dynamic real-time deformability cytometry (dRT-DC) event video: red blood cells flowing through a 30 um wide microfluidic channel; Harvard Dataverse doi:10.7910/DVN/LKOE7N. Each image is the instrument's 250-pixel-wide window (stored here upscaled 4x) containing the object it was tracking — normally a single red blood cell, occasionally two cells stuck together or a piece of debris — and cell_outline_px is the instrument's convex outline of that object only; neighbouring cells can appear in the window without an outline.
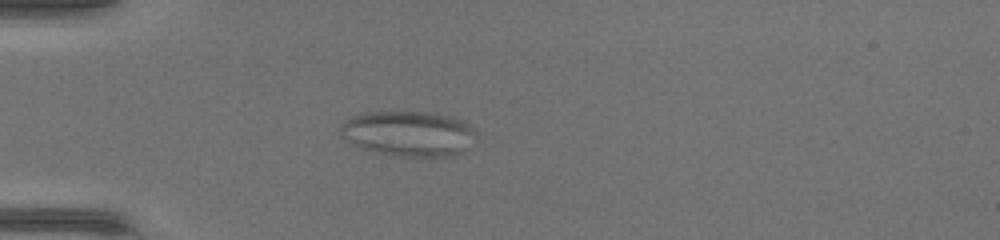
{"species": "common noctule bat (a hibernating species)", "species_latin": "Nyctalus noctula", "temperature_condition": "warm", "stored_images_in_passage": 39, "camera_frame_rate_fps": 3000, "um_per_image_px": 0.085, "animal": {"sex": "female", "body_mass_g": 17.0, "forearm_length_mm": 48.0}, "frame": {"image": 1, "passage_image": 9, "time_ms": 2.667, "image_size_px": [1000, 240], "cell_outline_px": [[476, 132], [460, 152], [452, 156], [396, 156], [376, 152], [360, 148], [352, 144], [340, 132], [340, 124], [352, 116], [368, 112], [436, 112], [452, 116], [468, 124]], "centroid_in_image_um": [34.67, 11.34], "position_along_channel_um": 50.3, "area_um2": 35.37}}
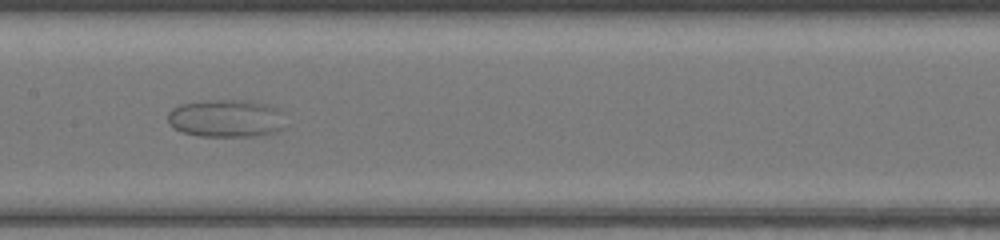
{"frame": {"image": 2, "passage_image": 20, "time_ms": 6.333, "image_size_px": [1000, 240], "cell_outline_px": [[288, 112], [284, 128], [276, 132], [256, 136], [200, 136], [184, 132], [172, 128], [168, 124], [168, 112], [172, 108], [180, 104], [216, 100], [248, 100], [268, 104], [280, 108]], "centroid_in_image_um": [19.32, 10.06], "position_along_channel_um": 188.1, "area_um2": 26.53}}
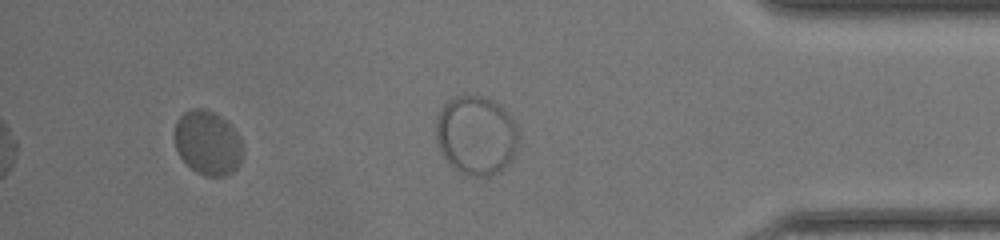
{"frame": {"image": 3, "passage_image": 36, "time_ms": 11.667, "image_size_px": [1000, 240], "cell_outline_px": [[240, 164], [232, 172], [224, 176], [204, 176], [196, 172], [180, 156], [176, 148], [172, 136], [172, 132], [176, 120], [184, 112], [192, 108], [204, 108], [220, 116], [232, 124], [240, 136]], "centroid_in_image_um": [17.61, 12.11], "position_along_channel_um": 417.6, "area_um2": 25.78}}